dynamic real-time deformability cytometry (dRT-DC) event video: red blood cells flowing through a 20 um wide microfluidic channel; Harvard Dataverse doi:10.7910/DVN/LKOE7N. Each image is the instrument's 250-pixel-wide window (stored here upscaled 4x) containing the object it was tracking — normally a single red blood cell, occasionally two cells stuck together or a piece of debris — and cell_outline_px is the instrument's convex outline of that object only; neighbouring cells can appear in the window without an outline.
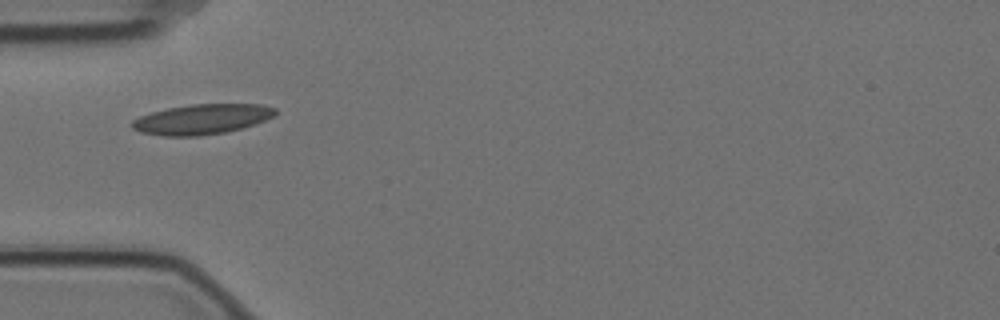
{"species": "Egyptian fruit bat (a non-hibernating species)", "species_latin": "Rousettus aegyptiacus", "temperature_condition": "cold", "stored_images_in_passage": 1, "camera_frame_rate_fps": 3000, "um_per_image_px": 0.085, "animal": {"sex": "female"}, "frame": {"image": 1, "passage_image": 1, "time_ms": 0.0, "image_size_px": [1000, 320], "cell_outline_px": [[276, 116], [256, 124], [224, 132], [200, 136], [164, 136], [140, 132], [132, 128], [128, 124], [132, 120], [140, 116], [152, 112], [168, 108], [192, 104], [260, 104], [276, 108]], "centroid_in_image_um": [17.15, 10.13], "position_along_channel_um": 67.8, "area_um2": 25.26}}